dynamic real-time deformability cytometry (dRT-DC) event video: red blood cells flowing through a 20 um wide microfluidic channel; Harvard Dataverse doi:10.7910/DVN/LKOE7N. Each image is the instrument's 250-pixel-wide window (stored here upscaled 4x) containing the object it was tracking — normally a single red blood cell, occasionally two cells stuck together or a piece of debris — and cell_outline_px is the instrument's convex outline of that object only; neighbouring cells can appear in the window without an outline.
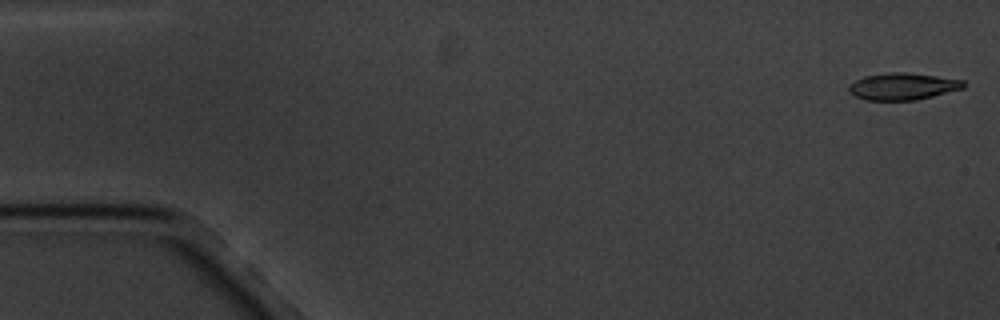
{"species": "common noctule bat (a hibernating species)", "species_latin": "Nyctalus noctula", "temperature_condition": "cold", "stored_images_in_passage": 6, "camera_frame_rate_fps": 3000, "um_per_image_px": 0.085, "animal": {"sex": "male", "body_mass_g": 20.1, "forearm_length_mm": 53.5}, "frame": {"image": 1, "passage_image": 1, "time_ms": 0.0, "image_size_px": [1000, 320], "cell_outline_px": [[968, 84], [964, 88], [916, 100], [864, 100], [848, 92], [848, 84], [864, 76], [888, 72], [908, 72], [964, 80]], "centroid_in_image_um": [76.73, 7.34], "position_along_channel_um": 8.3, "area_um2": 18.15}}
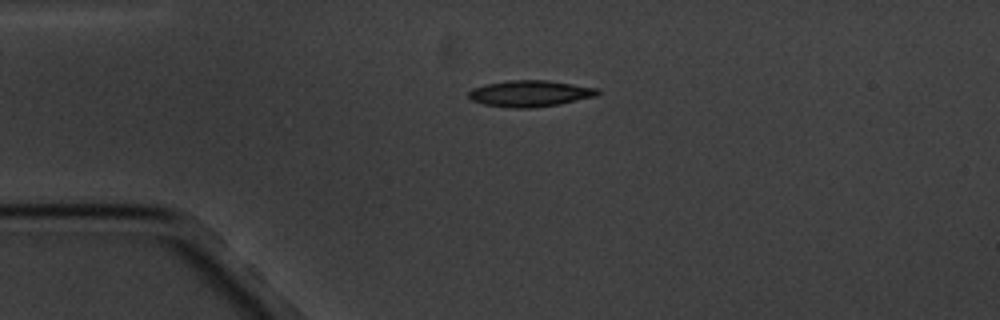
{"frame": {"image": 2, "passage_image": 4, "time_ms": 4.0, "image_size_px": [1000, 320], "cell_outline_px": [[600, 92], [596, 96], [560, 104], [532, 108], [512, 108], [484, 104], [472, 100], [468, 96], [468, 92], [472, 88], [488, 84], [508, 80], [548, 80], [600, 88]], "centroid_in_image_um": [45.08, 7.94], "position_along_channel_um": 39.9, "area_um2": 19.83}}
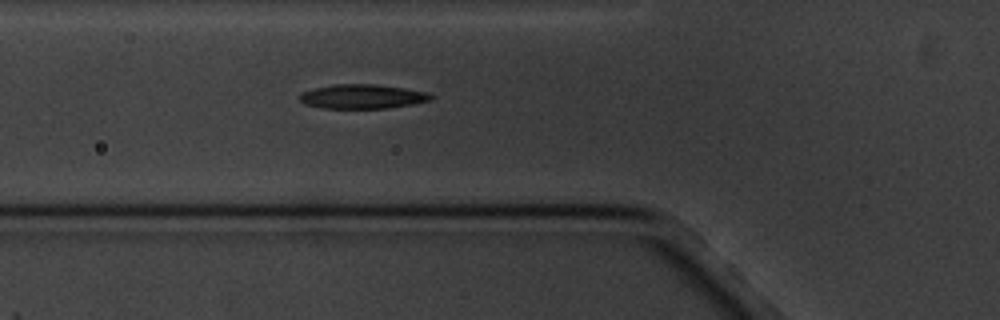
{"frame": {"image": 3, "passage_image": 6, "time_ms": 6.333, "image_size_px": [1000, 320], "cell_outline_px": [[436, 96], [432, 100], [412, 104], [388, 108], [320, 108], [304, 104], [300, 100], [300, 92], [312, 88], [336, 84], [376, 84], [404, 88], [428, 92]], "centroid_in_image_um": [30.81, 8.2], "position_along_channel_um": 95.0, "area_um2": 18.79}}